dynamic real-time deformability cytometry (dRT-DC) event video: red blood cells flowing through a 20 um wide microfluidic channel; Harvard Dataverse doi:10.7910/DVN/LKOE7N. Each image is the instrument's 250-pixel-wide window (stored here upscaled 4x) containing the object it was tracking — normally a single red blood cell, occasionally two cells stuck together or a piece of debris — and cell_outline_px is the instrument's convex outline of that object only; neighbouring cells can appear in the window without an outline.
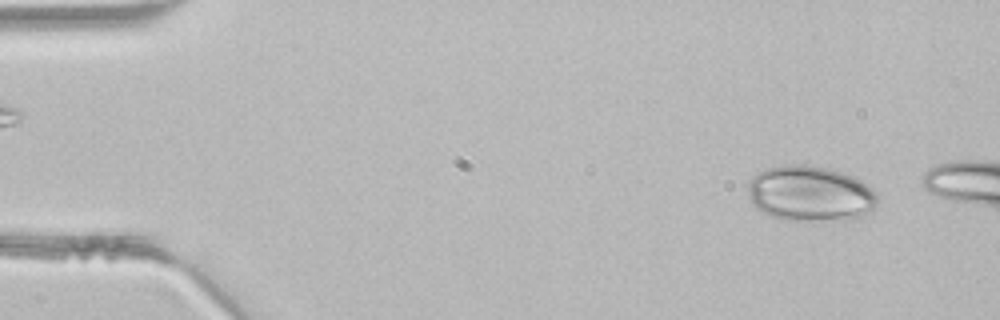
{"species": "common noctule bat (a hibernating species)", "species_latin": "Nyctalus noctula", "temperature_condition": "room temperature", "stored_images_in_passage": 9, "camera_frame_rate_fps": 3000, "um_per_image_px": 0.085, "animal": {"sex": "male", "body_mass_g": 21.5, "forearm_length_mm": 52.0}, "frame": {"image": 1, "passage_image": 3, "time_ms": 0.667, "image_size_px": [1000, 320], "cell_outline_px": [[880, 200], [876, 208], [872, 212], [860, 216], [840, 220], [780, 220], [756, 208], [752, 204], [748, 196], [748, 180], [756, 172], [768, 168], [788, 164], [804, 164], [824, 168], [840, 172], [852, 176], [860, 180], [872, 188], [880, 196]], "centroid_in_image_um": [68.87, 16.46], "position_along_channel_um": 16.1, "area_um2": 42.31}}